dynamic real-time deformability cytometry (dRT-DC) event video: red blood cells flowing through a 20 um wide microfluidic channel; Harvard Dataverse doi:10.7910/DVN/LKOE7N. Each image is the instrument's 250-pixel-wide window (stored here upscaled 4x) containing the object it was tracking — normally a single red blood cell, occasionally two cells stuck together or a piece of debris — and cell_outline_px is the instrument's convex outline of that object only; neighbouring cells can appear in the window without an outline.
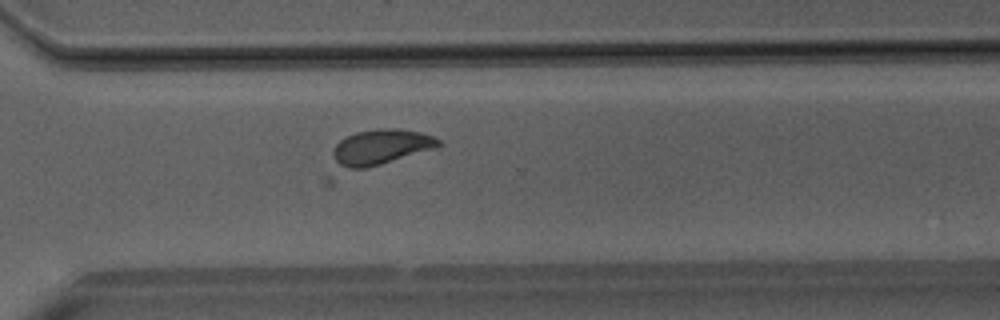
{"species": "Egyptian fruit bat (a non-hibernating species)", "species_latin": "Rousettus aegyptiacus", "temperature_condition": "room temperature", "stored_images_in_passage": 38, "camera_frame_rate_fps": 3000, "um_per_image_px": 0.085, "animal": {"sex": "male"}, "frame": {"image": 1, "passage_image": 27, "time_ms": 8.667, "image_size_px": [1000, 320], "cell_outline_px": [[444, 144], [436, 148], [332, 188], [328, 188], [320, 184], [332, 152], [336, 144], [340, 140], [356, 132], [380, 128], [400, 128], [420, 132], [432, 136], [440, 140]], "centroid_in_image_um": [31.78, 13.0], "position_along_channel_um": 338.8, "area_um2": 28.67}}
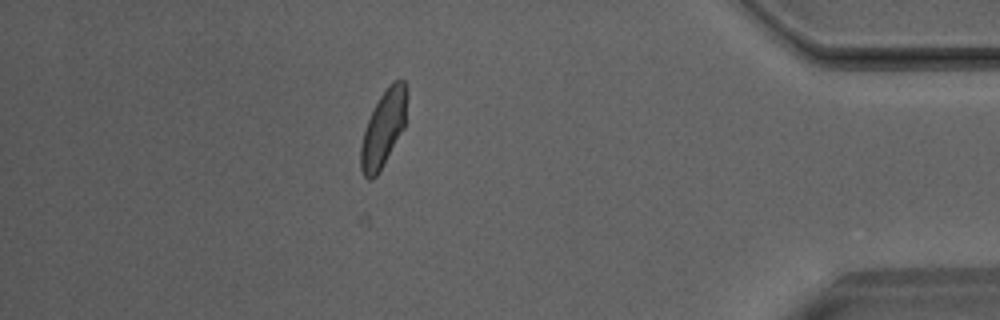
{"frame": {"image": 2, "passage_image": 34, "time_ms": 11.0, "image_size_px": [1000, 320], "cell_outline_px": [[408, 96], [404, 128], [376, 176], [372, 180], [368, 180], [364, 176], [360, 168], [360, 148], [364, 132], [368, 120], [380, 96], [388, 84], [392, 80], [404, 80], [408, 88]], "centroid_in_image_um": [32.61, 10.88], "position_along_channel_um": 402.6, "area_um2": 20.46}}